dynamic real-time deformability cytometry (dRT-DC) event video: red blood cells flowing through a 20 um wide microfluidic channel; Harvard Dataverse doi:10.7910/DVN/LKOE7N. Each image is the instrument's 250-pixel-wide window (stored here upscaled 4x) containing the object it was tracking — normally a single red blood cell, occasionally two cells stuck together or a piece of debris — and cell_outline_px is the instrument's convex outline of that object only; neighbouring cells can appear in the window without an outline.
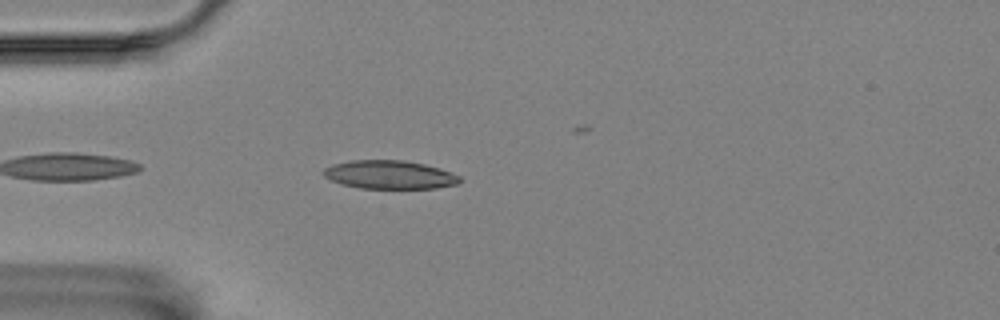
{"species": "Egyptian fruit bat (a non-hibernating species)", "species_latin": "Rousettus aegyptiacus", "temperature_condition": "room temperature", "stored_images_in_passage": 29, "camera_frame_rate_fps": 3000, "um_per_image_px": 0.085, "animal": {"sex": "female"}, "frame": {"image": 1, "passage_image": 4, "time_ms": 1.0, "image_size_px": [1000, 320], "cell_outline_px": [[460, 180], [456, 184], [436, 188], [360, 188], [340, 184], [324, 176], [324, 168], [332, 164], [352, 160], [404, 160], [424, 164], [440, 168], [460, 176]], "centroid_in_image_um": [33.1, 14.84], "position_along_channel_um": 51.9, "area_um2": 22.48}}
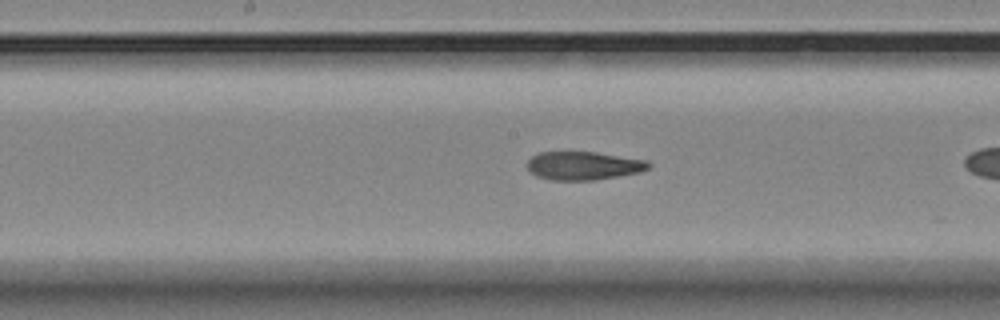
{"frame": {"image": 2, "passage_image": 14, "time_ms": 4.333, "image_size_px": [1000, 320], "cell_outline_px": [[652, 164], [648, 168], [640, 172], [596, 180], [552, 180], [536, 176], [528, 168], [528, 160], [532, 156], [540, 152], [596, 152], [648, 160]], "centroid_in_image_um": [49.62, 14.08], "position_along_channel_um": 198.6, "area_um2": 20.06}}
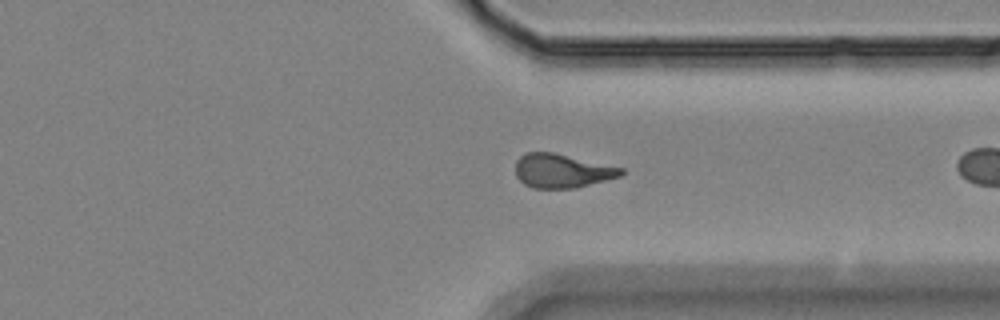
{"frame": {"image": 3, "passage_image": 28, "time_ms": 9.0, "image_size_px": [1000, 320], "cell_outline_px": [[624, 172], [620, 176], [608, 180], [576, 188], [532, 188], [524, 184], [516, 176], [516, 160], [524, 152], [552, 152], [624, 168]], "centroid_in_image_um": [47.76, 14.52], "position_along_channel_um": 363.6, "area_um2": 20.92}}